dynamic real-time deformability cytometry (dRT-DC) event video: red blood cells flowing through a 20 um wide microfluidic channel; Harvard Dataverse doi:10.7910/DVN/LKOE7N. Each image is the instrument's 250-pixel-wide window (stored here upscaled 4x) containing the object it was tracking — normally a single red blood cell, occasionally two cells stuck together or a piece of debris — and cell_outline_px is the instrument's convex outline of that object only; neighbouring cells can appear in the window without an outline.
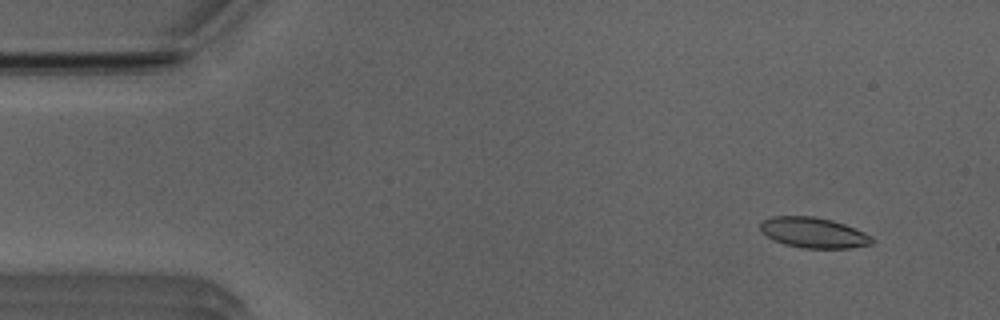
{"species": "Egyptian fruit bat (a non-hibernating species)", "species_latin": "Rousettus aegyptiacus", "temperature_condition": "room temperature", "stored_images_in_passage": 50, "camera_frame_rate_fps": 3000, "um_per_image_px": 0.085, "animal": {"sex": "male"}, "frame": {"image": 1, "passage_image": 4, "time_ms": 1.0, "image_size_px": [1000, 320], "cell_outline_px": [[872, 244], [852, 248], [804, 248], [784, 244], [760, 232], [760, 224], [764, 220], [772, 216], [816, 216], [832, 220], [856, 228], [872, 236]], "centroid_in_image_um": [69.17, 19.77], "position_along_channel_um": 15.8, "area_um2": 19.83}}
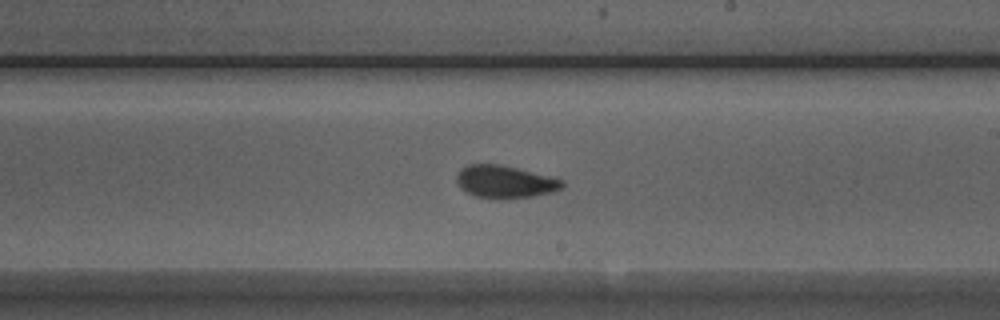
{"frame": {"image": 2, "passage_image": 29, "time_ms": 9.333, "image_size_px": [1000, 320], "cell_outline_px": [[564, 184], [556, 192], [508, 200], [496, 200], [476, 196], [460, 188], [456, 180], [456, 176], [460, 168], [468, 164], [500, 164], [564, 180]], "centroid_in_image_um": [42.9, 15.47], "position_along_channel_um": 246.1, "area_um2": 20.29}}
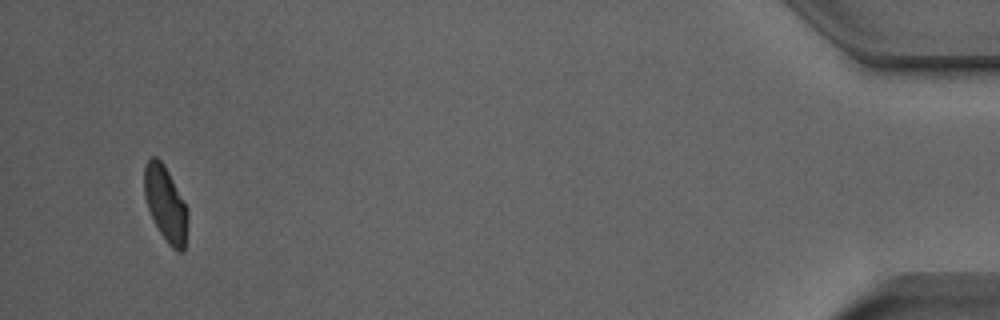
{"frame": {"image": 3, "passage_image": 49, "time_ms": 16.0, "image_size_px": [1000, 320], "cell_outline_px": [[188, 216], [184, 252], [176, 252], [168, 244], [160, 232], [148, 208], [144, 196], [144, 168], [148, 160], [152, 156], [156, 156], [164, 164], [184, 200], [188, 208]], "centroid_in_image_um": [14.09, 17.33], "position_along_channel_um": 421.1, "area_um2": 19.07}}